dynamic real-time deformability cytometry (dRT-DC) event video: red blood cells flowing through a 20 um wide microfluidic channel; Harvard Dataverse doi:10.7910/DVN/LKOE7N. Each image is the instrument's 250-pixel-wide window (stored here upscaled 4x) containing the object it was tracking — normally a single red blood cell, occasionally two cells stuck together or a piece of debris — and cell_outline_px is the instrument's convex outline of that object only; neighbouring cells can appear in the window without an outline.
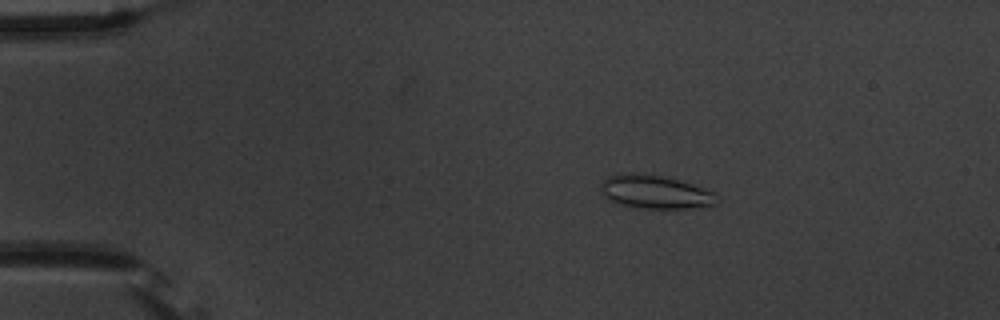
{"species": "common noctule bat (a hibernating species)", "species_latin": "Nyctalus noctula", "temperature_condition": "warm", "stored_images_in_passage": 56, "camera_frame_rate_fps": 3000, "um_per_image_px": 0.085, "animal": {"sex": "male", "body_mass_g": 20.1, "forearm_length_mm": 53.5}, "frame": {"image": 1, "passage_image": 11, "time_ms": 3.333, "image_size_px": [1000, 320], "cell_outline_px": [[720, 200], [716, 204], [688, 208], [636, 208], [616, 204], [608, 200], [600, 192], [600, 184], [608, 176], [632, 172], [664, 176], [680, 180], [716, 192]], "centroid_in_image_um": [55.68, 16.32], "position_along_channel_um": 29.3, "area_um2": 23.0}}
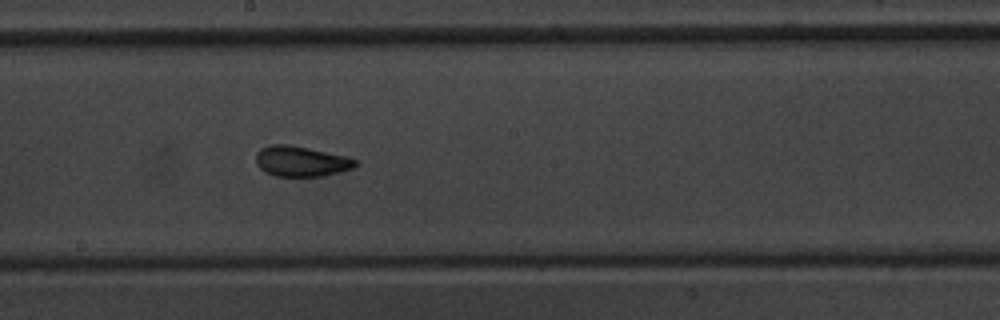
{"frame": {"image": 2, "passage_image": 32, "time_ms": 10.333, "image_size_px": [1000, 320], "cell_outline_px": [[356, 164], [352, 168], [340, 172], [324, 176], [276, 176], [264, 172], [256, 164], [256, 152], [260, 148], [272, 144], [288, 144], [308, 148], [344, 156], [356, 160]], "centroid_in_image_um": [25.53, 13.71], "position_along_channel_um": 222.7, "area_um2": 17.51}}
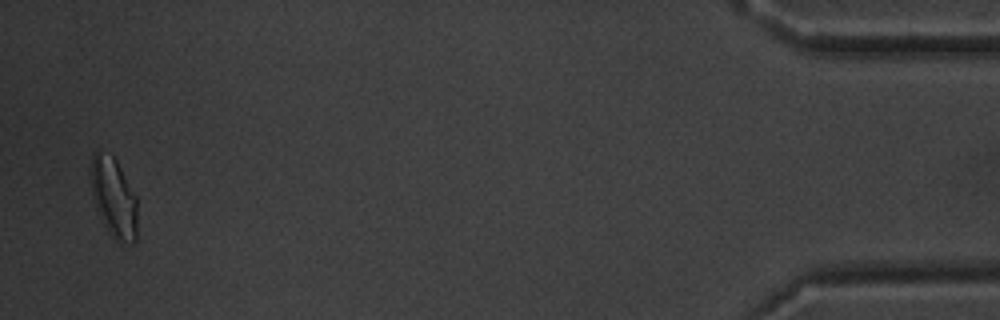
{"frame": {"image": 3, "passage_image": 55, "time_ms": 18.0, "image_size_px": [1000, 320], "cell_outline_px": [[136, 240], [132, 244], [120, 244], [108, 232], [96, 208], [92, 196], [92, 156], [96, 148], [112, 156], [116, 160], [136, 196]], "centroid_in_image_um": [9.68, 16.83], "position_along_channel_um": 425.5, "area_um2": 21.44}, "authors_computed_cell_mechanics": {"area_um2": 18.496, "velocity_mm_per_s": 3.6918, "shape_relaxation_time_tau1_ms": 4.848, "shape_relaxation_time_tau2_ms": 1.2243, "deformation_change_tau1": 0.1414, "deformation_change_tau2": 0.0785}}